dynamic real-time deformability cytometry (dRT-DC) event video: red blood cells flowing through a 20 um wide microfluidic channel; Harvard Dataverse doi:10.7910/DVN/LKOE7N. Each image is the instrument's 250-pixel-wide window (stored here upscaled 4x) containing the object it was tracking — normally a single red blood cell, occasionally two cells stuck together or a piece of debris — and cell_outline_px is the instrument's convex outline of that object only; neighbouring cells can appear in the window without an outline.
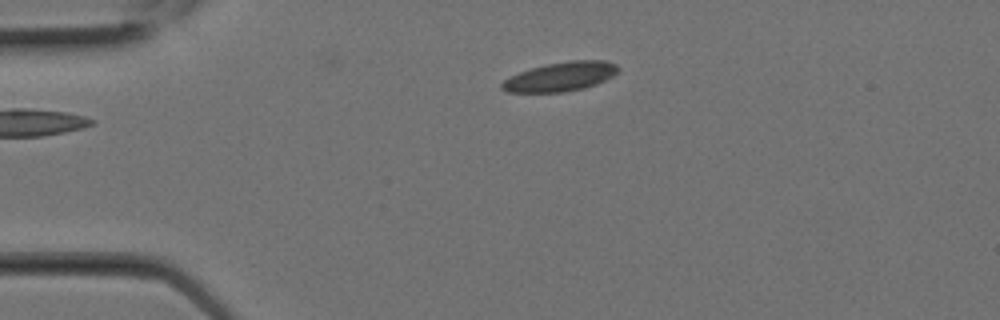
{"species": "Egyptian fruit bat (a non-hibernating species)", "species_latin": "Rousettus aegyptiacus", "temperature_condition": "room temperature", "stored_images_in_passage": 2, "camera_frame_rate_fps": 3000, "um_per_image_px": 0.085, "animal": {"sex": "female"}, "frame": {"image": 1, "passage_image": 2, "time_ms": 0.333, "image_size_px": [1000, 320], "cell_outline_px": [[620, 68], [612, 76], [596, 84], [584, 88], [564, 92], [508, 92], [500, 88], [500, 84], [504, 80], [520, 72], [532, 68], [548, 64], [568, 60], [608, 60], [616, 64]], "centroid_in_image_um": [47.66, 6.51], "position_along_channel_um": 37.3, "area_um2": 19.65}}